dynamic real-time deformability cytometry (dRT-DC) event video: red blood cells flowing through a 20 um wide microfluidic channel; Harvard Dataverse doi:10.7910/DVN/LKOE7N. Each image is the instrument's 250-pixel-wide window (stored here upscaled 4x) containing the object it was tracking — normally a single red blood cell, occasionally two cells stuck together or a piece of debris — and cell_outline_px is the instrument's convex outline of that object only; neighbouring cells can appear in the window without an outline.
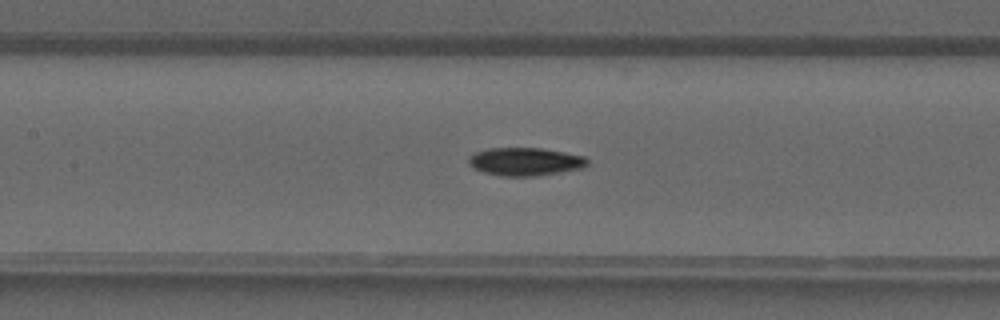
{"species": "common noctule bat (a hibernating species)", "species_latin": "Nyctalus noctula", "temperature_condition": "warm", "stored_images_in_passage": 40, "camera_frame_rate_fps": 3000, "um_per_image_px": 0.085, "animal": {"sex": "male", "forearm_length_mm": 52.5}, "frame": {"image": 1, "passage_image": 18, "time_ms": 5.667, "image_size_px": [1000, 320], "cell_outline_px": [[588, 164], [584, 168], [536, 176], [500, 176], [484, 172], [472, 168], [468, 164], [468, 156], [476, 152], [488, 148], [540, 148], [564, 152], [584, 156], [588, 160]], "centroid_in_image_um": [44.62, 13.74], "position_along_channel_um": 162.8, "area_um2": 19.54}}
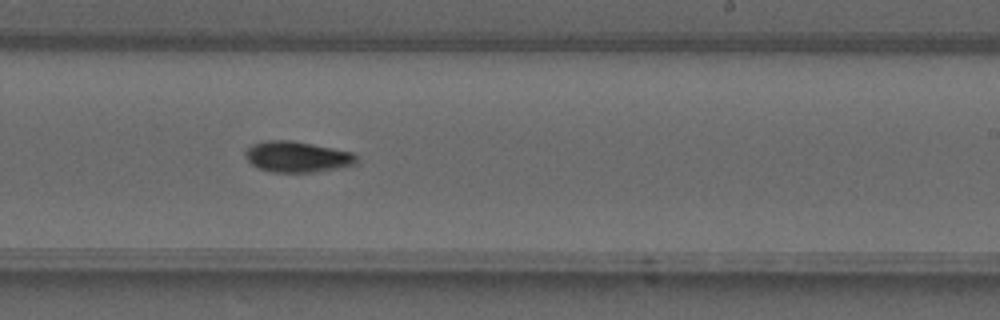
{"frame": {"image": 2, "passage_image": 24, "time_ms": 7.667, "image_size_px": [1000, 320], "cell_outline_px": [[356, 164], [336, 168], [312, 172], [268, 172], [256, 168], [244, 156], [244, 152], [252, 144], [264, 140], [292, 140], [352, 152], [356, 156]], "centroid_in_image_um": [25.19, 13.32], "position_along_channel_um": 263.8, "area_um2": 20.0}}
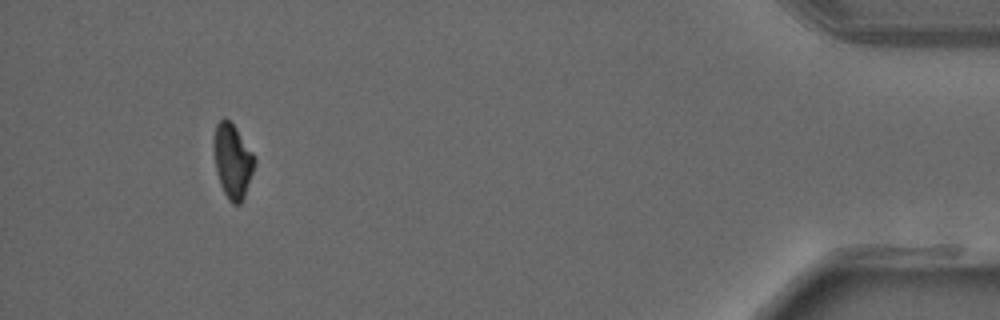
{"frame": {"image": 3, "passage_image": 37, "time_ms": 12.0, "image_size_px": [1000, 320], "cell_outline_px": [[256, 160], [244, 196], [240, 204], [232, 204], [228, 200], [220, 184], [216, 168], [212, 148], [216, 124], [224, 116], [236, 128], [256, 156]], "centroid_in_image_um": [19.76, 13.66], "position_along_channel_um": 415.4, "area_um2": 17.63}}